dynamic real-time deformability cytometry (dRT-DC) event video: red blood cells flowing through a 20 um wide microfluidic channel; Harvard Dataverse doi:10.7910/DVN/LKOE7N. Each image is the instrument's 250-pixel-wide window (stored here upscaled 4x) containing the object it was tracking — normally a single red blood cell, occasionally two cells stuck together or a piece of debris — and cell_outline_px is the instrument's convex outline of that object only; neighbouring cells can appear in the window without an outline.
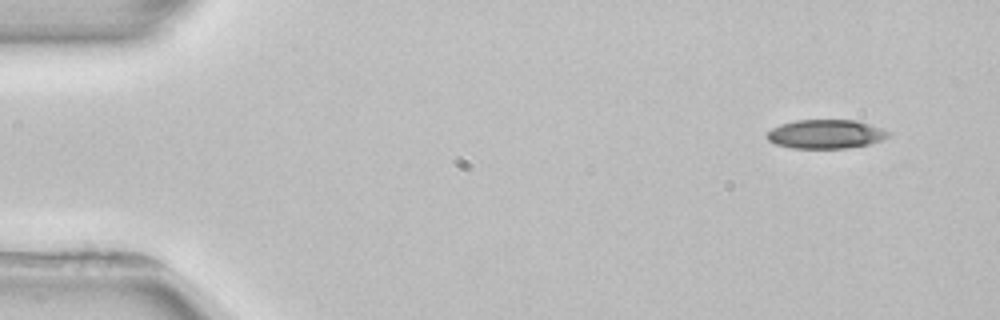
{"species": "common noctule bat (a hibernating species)", "species_latin": "Nyctalus noctula", "temperature_condition": "room temperature", "stored_images_in_passage": 4, "segment_of_instrument_passage": [1, 2], "camera_frame_rate_fps": 3000, "um_per_image_px": 0.085, "animal": {"sex": "female", "body_mass_g": 22.7, "forearm_length_mm": 54.2}, "frame": {"image": 1, "passage_image": 1, "time_ms": 0.0, "image_size_px": [1000, 320], "cell_outline_px": [[892, 132], [884, 140], [868, 144], [848, 148], [792, 148], [776, 144], [768, 140], [764, 136], [772, 128], [780, 124], [796, 120], [856, 120]], "centroid_in_image_um": [70.18, 11.4], "position_along_channel_um": 14.8, "area_um2": 20.52}}